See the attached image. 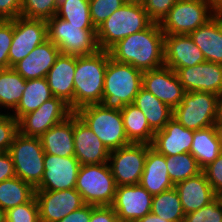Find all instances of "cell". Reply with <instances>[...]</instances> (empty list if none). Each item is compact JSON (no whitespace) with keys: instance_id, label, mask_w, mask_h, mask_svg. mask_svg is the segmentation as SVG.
<instances>
[{"instance_id":"11","label":"cell","mask_w":222,"mask_h":222,"mask_svg":"<svg viewBox=\"0 0 222 222\" xmlns=\"http://www.w3.org/2000/svg\"><path fill=\"white\" fill-rule=\"evenodd\" d=\"M151 147L146 143H131L110 151L108 163L117 187L140 183L147 152Z\"/></svg>"},{"instance_id":"54","label":"cell","mask_w":222,"mask_h":222,"mask_svg":"<svg viewBox=\"0 0 222 222\" xmlns=\"http://www.w3.org/2000/svg\"><path fill=\"white\" fill-rule=\"evenodd\" d=\"M144 0H125V2L128 3H138V4H142Z\"/></svg>"},{"instance_id":"4","label":"cell","mask_w":222,"mask_h":222,"mask_svg":"<svg viewBox=\"0 0 222 222\" xmlns=\"http://www.w3.org/2000/svg\"><path fill=\"white\" fill-rule=\"evenodd\" d=\"M152 21L142 4L124 3L96 30L100 50L108 51L123 38L146 29Z\"/></svg>"},{"instance_id":"32","label":"cell","mask_w":222,"mask_h":222,"mask_svg":"<svg viewBox=\"0 0 222 222\" xmlns=\"http://www.w3.org/2000/svg\"><path fill=\"white\" fill-rule=\"evenodd\" d=\"M26 88V80L12 67L0 69V110L14 111L18 106L23 91Z\"/></svg>"},{"instance_id":"12","label":"cell","mask_w":222,"mask_h":222,"mask_svg":"<svg viewBox=\"0 0 222 222\" xmlns=\"http://www.w3.org/2000/svg\"><path fill=\"white\" fill-rule=\"evenodd\" d=\"M73 111L62 99L53 97L38 109L18 120V132L26 137H41L54 125L64 121Z\"/></svg>"},{"instance_id":"24","label":"cell","mask_w":222,"mask_h":222,"mask_svg":"<svg viewBox=\"0 0 222 222\" xmlns=\"http://www.w3.org/2000/svg\"><path fill=\"white\" fill-rule=\"evenodd\" d=\"M174 187L179 194L185 215L199 210L216 199V194L203 172Z\"/></svg>"},{"instance_id":"20","label":"cell","mask_w":222,"mask_h":222,"mask_svg":"<svg viewBox=\"0 0 222 222\" xmlns=\"http://www.w3.org/2000/svg\"><path fill=\"white\" fill-rule=\"evenodd\" d=\"M165 66L176 71L205 62L202 51L190 35H170L164 37Z\"/></svg>"},{"instance_id":"30","label":"cell","mask_w":222,"mask_h":222,"mask_svg":"<svg viewBox=\"0 0 222 222\" xmlns=\"http://www.w3.org/2000/svg\"><path fill=\"white\" fill-rule=\"evenodd\" d=\"M126 136L131 143L152 144L154 131L150 128L145 115L133 103L121 110Z\"/></svg>"},{"instance_id":"6","label":"cell","mask_w":222,"mask_h":222,"mask_svg":"<svg viewBox=\"0 0 222 222\" xmlns=\"http://www.w3.org/2000/svg\"><path fill=\"white\" fill-rule=\"evenodd\" d=\"M109 150L131 144L128 140L121 111L105 108L102 104H89L74 112Z\"/></svg>"},{"instance_id":"52","label":"cell","mask_w":222,"mask_h":222,"mask_svg":"<svg viewBox=\"0 0 222 222\" xmlns=\"http://www.w3.org/2000/svg\"><path fill=\"white\" fill-rule=\"evenodd\" d=\"M216 13L222 14V0H209Z\"/></svg>"},{"instance_id":"44","label":"cell","mask_w":222,"mask_h":222,"mask_svg":"<svg viewBox=\"0 0 222 222\" xmlns=\"http://www.w3.org/2000/svg\"><path fill=\"white\" fill-rule=\"evenodd\" d=\"M207 181L210 183L215 194L217 195L222 191V152L221 154L209 165L202 169Z\"/></svg>"},{"instance_id":"51","label":"cell","mask_w":222,"mask_h":222,"mask_svg":"<svg viewBox=\"0 0 222 222\" xmlns=\"http://www.w3.org/2000/svg\"><path fill=\"white\" fill-rule=\"evenodd\" d=\"M217 114L218 120L222 121V90L217 94Z\"/></svg>"},{"instance_id":"16","label":"cell","mask_w":222,"mask_h":222,"mask_svg":"<svg viewBox=\"0 0 222 222\" xmlns=\"http://www.w3.org/2000/svg\"><path fill=\"white\" fill-rule=\"evenodd\" d=\"M151 195L140 184L122 185L116 188L111 205L121 222H137L151 212Z\"/></svg>"},{"instance_id":"34","label":"cell","mask_w":222,"mask_h":222,"mask_svg":"<svg viewBox=\"0 0 222 222\" xmlns=\"http://www.w3.org/2000/svg\"><path fill=\"white\" fill-rule=\"evenodd\" d=\"M151 213L170 222L184 221L185 214L175 187L153 195Z\"/></svg>"},{"instance_id":"42","label":"cell","mask_w":222,"mask_h":222,"mask_svg":"<svg viewBox=\"0 0 222 222\" xmlns=\"http://www.w3.org/2000/svg\"><path fill=\"white\" fill-rule=\"evenodd\" d=\"M13 40V19L0 20V69L9 68V51Z\"/></svg>"},{"instance_id":"15","label":"cell","mask_w":222,"mask_h":222,"mask_svg":"<svg viewBox=\"0 0 222 222\" xmlns=\"http://www.w3.org/2000/svg\"><path fill=\"white\" fill-rule=\"evenodd\" d=\"M81 164L75 157L44 155V173L35 190L58 191L76 186Z\"/></svg>"},{"instance_id":"18","label":"cell","mask_w":222,"mask_h":222,"mask_svg":"<svg viewBox=\"0 0 222 222\" xmlns=\"http://www.w3.org/2000/svg\"><path fill=\"white\" fill-rule=\"evenodd\" d=\"M175 72L185 92L203 91L217 95L222 90V64L205 61Z\"/></svg>"},{"instance_id":"14","label":"cell","mask_w":222,"mask_h":222,"mask_svg":"<svg viewBox=\"0 0 222 222\" xmlns=\"http://www.w3.org/2000/svg\"><path fill=\"white\" fill-rule=\"evenodd\" d=\"M40 222H57L85 205L75 189L58 191L35 190Z\"/></svg>"},{"instance_id":"45","label":"cell","mask_w":222,"mask_h":222,"mask_svg":"<svg viewBox=\"0 0 222 222\" xmlns=\"http://www.w3.org/2000/svg\"><path fill=\"white\" fill-rule=\"evenodd\" d=\"M23 0H0V19L12 20L20 17Z\"/></svg>"},{"instance_id":"19","label":"cell","mask_w":222,"mask_h":222,"mask_svg":"<svg viewBox=\"0 0 222 222\" xmlns=\"http://www.w3.org/2000/svg\"><path fill=\"white\" fill-rule=\"evenodd\" d=\"M75 158L81 165L108 163L110 151L74 113Z\"/></svg>"},{"instance_id":"28","label":"cell","mask_w":222,"mask_h":222,"mask_svg":"<svg viewBox=\"0 0 222 222\" xmlns=\"http://www.w3.org/2000/svg\"><path fill=\"white\" fill-rule=\"evenodd\" d=\"M133 104L142 111L154 132L162 130L173 116V109L143 87L135 96Z\"/></svg>"},{"instance_id":"8","label":"cell","mask_w":222,"mask_h":222,"mask_svg":"<svg viewBox=\"0 0 222 222\" xmlns=\"http://www.w3.org/2000/svg\"><path fill=\"white\" fill-rule=\"evenodd\" d=\"M216 14L209 0H177L159 25L164 34L189 35Z\"/></svg>"},{"instance_id":"25","label":"cell","mask_w":222,"mask_h":222,"mask_svg":"<svg viewBox=\"0 0 222 222\" xmlns=\"http://www.w3.org/2000/svg\"><path fill=\"white\" fill-rule=\"evenodd\" d=\"M189 35L206 61L222 64V14L217 13Z\"/></svg>"},{"instance_id":"33","label":"cell","mask_w":222,"mask_h":222,"mask_svg":"<svg viewBox=\"0 0 222 222\" xmlns=\"http://www.w3.org/2000/svg\"><path fill=\"white\" fill-rule=\"evenodd\" d=\"M34 196L35 188L16 176L0 182V208L4 211L27 203Z\"/></svg>"},{"instance_id":"36","label":"cell","mask_w":222,"mask_h":222,"mask_svg":"<svg viewBox=\"0 0 222 222\" xmlns=\"http://www.w3.org/2000/svg\"><path fill=\"white\" fill-rule=\"evenodd\" d=\"M56 16L74 25H93L89 0L60 1Z\"/></svg>"},{"instance_id":"39","label":"cell","mask_w":222,"mask_h":222,"mask_svg":"<svg viewBox=\"0 0 222 222\" xmlns=\"http://www.w3.org/2000/svg\"><path fill=\"white\" fill-rule=\"evenodd\" d=\"M6 222H40L35 196L27 203L5 211Z\"/></svg>"},{"instance_id":"38","label":"cell","mask_w":222,"mask_h":222,"mask_svg":"<svg viewBox=\"0 0 222 222\" xmlns=\"http://www.w3.org/2000/svg\"><path fill=\"white\" fill-rule=\"evenodd\" d=\"M125 0H89L90 16L97 29Z\"/></svg>"},{"instance_id":"55","label":"cell","mask_w":222,"mask_h":222,"mask_svg":"<svg viewBox=\"0 0 222 222\" xmlns=\"http://www.w3.org/2000/svg\"><path fill=\"white\" fill-rule=\"evenodd\" d=\"M216 198L219 200L220 204L222 205V191L216 195Z\"/></svg>"},{"instance_id":"22","label":"cell","mask_w":222,"mask_h":222,"mask_svg":"<svg viewBox=\"0 0 222 222\" xmlns=\"http://www.w3.org/2000/svg\"><path fill=\"white\" fill-rule=\"evenodd\" d=\"M193 133V130L185 128L172 117L162 130L154 133L151 146L165 156L190 153Z\"/></svg>"},{"instance_id":"21","label":"cell","mask_w":222,"mask_h":222,"mask_svg":"<svg viewBox=\"0 0 222 222\" xmlns=\"http://www.w3.org/2000/svg\"><path fill=\"white\" fill-rule=\"evenodd\" d=\"M76 56L59 54L46 79L54 97L62 99L74 112V72Z\"/></svg>"},{"instance_id":"29","label":"cell","mask_w":222,"mask_h":222,"mask_svg":"<svg viewBox=\"0 0 222 222\" xmlns=\"http://www.w3.org/2000/svg\"><path fill=\"white\" fill-rule=\"evenodd\" d=\"M53 97L46 77L26 80L22 98L16 109L10 114L18 121L22 116L35 111Z\"/></svg>"},{"instance_id":"9","label":"cell","mask_w":222,"mask_h":222,"mask_svg":"<svg viewBox=\"0 0 222 222\" xmlns=\"http://www.w3.org/2000/svg\"><path fill=\"white\" fill-rule=\"evenodd\" d=\"M16 177L36 188L44 173V155L39 137H26L19 132L15 135L8 150Z\"/></svg>"},{"instance_id":"27","label":"cell","mask_w":222,"mask_h":222,"mask_svg":"<svg viewBox=\"0 0 222 222\" xmlns=\"http://www.w3.org/2000/svg\"><path fill=\"white\" fill-rule=\"evenodd\" d=\"M151 195L160 194L174 188L169 178L165 155L152 147L147 152L145 166L139 183Z\"/></svg>"},{"instance_id":"7","label":"cell","mask_w":222,"mask_h":222,"mask_svg":"<svg viewBox=\"0 0 222 222\" xmlns=\"http://www.w3.org/2000/svg\"><path fill=\"white\" fill-rule=\"evenodd\" d=\"M117 185L109 163L81 165L75 189L85 204L111 206Z\"/></svg>"},{"instance_id":"41","label":"cell","mask_w":222,"mask_h":222,"mask_svg":"<svg viewBox=\"0 0 222 222\" xmlns=\"http://www.w3.org/2000/svg\"><path fill=\"white\" fill-rule=\"evenodd\" d=\"M18 133V121L9 113L0 114V152H7Z\"/></svg>"},{"instance_id":"10","label":"cell","mask_w":222,"mask_h":222,"mask_svg":"<svg viewBox=\"0 0 222 222\" xmlns=\"http://www.w3.org/2000/svg\"><path fill=\"white\" fill-rule=\"evenodd\" d=\"M182 126L196 131L214 126L218 120L217 95L203 91L185 92L173 116Z\"/></svg>"},{"instance_id":"50","label":"cell","mask_w":222,"mask_h":222,"mask_svg":"<svg viewBox=\"0 0 222 222\" xmlns=\"http://www.w3.org/2000/svg\"><path fill=\"white\" fill-rule=\"evenodd\" d=\"M214 128H215L217 138H218L221 150H222V121L217 120L214 124Z\"/></svg>"},{"instance_id":"40","label":"cell","mask_w":222,"mask_h":222,"mask_svg":"<svg viewBox=\"0 0 222 222\" xmlns=\"http://www.w3.org/2000/svg\"><path fill=\"white\" fill-rule=\"evenodd\" d=\"M183 222H222V205L216 198L199 210L186 214Z\"/></svg>"},{"instance_id":"48","label":"cell","mask_w":222,"mask_h":222,"mask_svg":"<svg viewBox=\"0 0 222 222\" xmlns=\"http://www.w3.org/2000/svg\"><path fill=\"white\" fill-rule=\"evenodd\" d=\"M14 164L10 154L0 152V182L15 177Z\"/></svg>"},{"instance_id":"47","label":"cell","mask_w":222,"mask_h":222,"mask_svg":"<svg viewBox=\"0 0 222 222\" xmlns=\"http://www.w3.org/2000/svg\"><path fill=\"white\" fill-rule=\"evenodd\" d=\"M95 205L85 204L81 208L71 212L63 219L57 222H89L92 210L95 208Z\"/></svg>"},{"instance_id":"49","label":"cell","mask_w":222,"mask_h":222,"mask_svg":"<svg viewBox=\"0 0 222 222\" xmlns=\"http://www.w3.org/2000/svg\"><path fill=\"white\" fill-rule=\"evenodd\" d=\"M137 222H170L168 220H164L161 217H158L157 215L153 213H149L145 215L143 218H140Z\"/></svg>"},{"instance_id":"13","label":"cell","mask_w":222,"mask_h":222,"mask_svg":"<svg viewBox=\"0 0 222 222\" xmlns=\"http://www.w3.org/2000/svg\"><path fill=\"white\" fill-rule=\"evenodd\" d=\"M48 40L44 19H13V40L9 51V68L24 59L36 46Z\"/></svg>"},{"instance_id":"1","label":"cell","mask_w":222,"mask_h":222,"mask_svg":"<svg viewBox=\"0 0 222 222\" xmlns=\"http://www.w3.org/2000/svg\"><path fill=\"white\" fill-rule=\"evenodd\" d=\"M164 37L159 23L152 22L146 29L117 42L108 52L115 61L130 64L142 72L158 69L165 65Z\"/></svg>"},{"instance_id":"43","label":"cell","mask_w":222,"mask_h":222,"mask_svg":"<svg viewBox=\"0 0 222 222\" xmlns=\"http://www.w3.org/2000/svg\"><path fill=\"white\" fill-rule=\"evenodd\" d=\"M176 2L177 0H144L142 5L149 19L160 23Z\"/></svg>"},{"instance_id":"26","label":"cell","mask_w":222,"mask_h":222,"mask_svg":"<svg viewBox=\"0 0 222 222\" xmlns=\"http://www.w3.org/2000/svg\"><path fill=\"white\" fill-rule=\"evenodd\" d=\"M74 112L64 121L54 125L41 137V144L46 154L61 157H74Z\"/></svg>"},{"instance_id":"2","label":"cell","mask_w":222,"mask_h":222,"mask_svg":"<svg viewBox=\"0 0 222 222\" xmlns=\"http://www.w3.org/2000/svg\"><path fill=\"white\" fill-rule=\"evenodd\" d=\"M109 52L99 50L88 56H76L74 72V112L89 104L102 102L104 76Z\"/></svg>"},{"instance_id":"37","label":"cell","mask_w":222,"mask_h":222,"mask_svg":"<svg viewBox=\"0 0 222 222\" xmlns=\"http://www.w3.org/2000/svg\"><path fill=\"white\" fill-rule=\"evenodd\" d=\"M57 10V0H23L20 16L28 19L48 20L56 15Z\"/></svg>"},{"instance_id":"53","label":"cell","mask_w":222,"mask_h":222,"mask_svg":"<svg viewBox=\"0 0 222 222\" xmlns=\"http://www.w3.org/2000/svg\"><path fill=\"white\" fill-rule=\"evenodd\" d=\"M0 222H6L5 211L0 208Z\"/></svg>"},{"instance_id":"35","label":"cell","mask_w":222,"mask_h":222,"mask_svg":"<svg viewBox=\"0 0 222 222\" xmlns=\"http://www.w3.org/2000/svg\"><path fill=\"white\" fill-rule=\"evenodd\" d=\"M169 178L174 186L202 172L196 159L190 153L165 156Z\"/></svg>"},{"instance_id":"17","label":"cell","mask_w":222,"mask_h":222,"mask_svg":"<svg viewBox=\"0 0 222 222\" xmlns=\"http://www.w3.org/2000/svg\"><path fill=\"white\" fill-rule=\"evenodd\" d=\"M142 87L171 109H174L182 102L185 93L176 72L165 65L158 69L144 71Z\"/></svg>"},{"instance_id":"23","label":"cell","mask_w":222,"mask_h":222,"mask_svg":"<svg viewBox=\"0 0 222 222\" xmlns=\"http://www.w3.org/2000/svg\"><path fill=\"white\" fill-rule=\"evenodd\" d=\"M59 54V48L52 41L46 40L12 68L25 80L44 78Z\"/></svg>"},{"instance_id":"5","label":"cell","mask_w":222,"mask_h":222,"mask_svg":"<svg viewBox=\"0 0 222 222\" xmlns=\"http://www.w3.org/2000/svg\"><path fill=\"white\" fill-rule=\"evenodd\" d=\"M48 40L61 54L88 56L100 50L94 25H74L56 15L46 20Z\"/></svg>"},{"instance_id":"46","label":"cell","mask_w":222,"mask_h":222,"mask_svg":"<svg viewBox=\"0 0 222 222\" xmlns=\"http://www.w3.org/2000/svg\"><path fill=\"white\" fill-rule=\"evenodd\" d=\"M89 222H121L111 206H96Z\"/></svg>"},{"instance_id":"3","label":"cell","mask_w":222,"mask_h":222,"mask_svg":"<svg viewBox=\"0 0 222 222\" xmlns=\"http://www.w3.org/2000/svg\"><path fill=\"white\" fill-rule=\"evenodd\" d=\"M142 76L143 72L132 65L109 58L100 104L105 108L121 111L126 105L133 103L142 87Z\"/></svg>"},{"instance_id":"31","label":"cell","mask_w":222,"mask_h":222,"mask_svg":"<svg viewBox=\"0 0 222 222\" xmlns=\"http://www.w3.org/2000/svg\"><path fill=\"white\" fill-rule=\"evenodd\" d=\"M221 152L214 126L194 131L190 154L201 169L212 163Z\"/></svg>"}]
</instances>
